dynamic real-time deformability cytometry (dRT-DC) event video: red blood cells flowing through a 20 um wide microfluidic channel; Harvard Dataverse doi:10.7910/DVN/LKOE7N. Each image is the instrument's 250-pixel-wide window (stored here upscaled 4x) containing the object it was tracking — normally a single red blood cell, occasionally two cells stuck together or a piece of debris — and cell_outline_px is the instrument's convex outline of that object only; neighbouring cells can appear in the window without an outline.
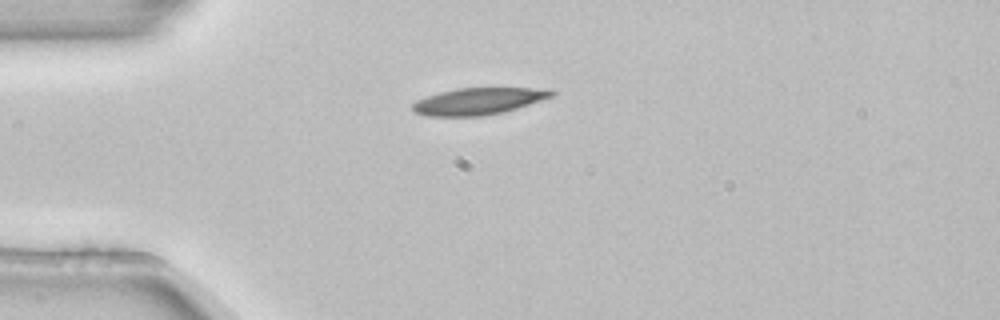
{"species": "common noctule bat (a hibernating species)", "species_latin": "Nyctalus noctula", "temperature_condition": "room temperature", "stored_images_in_passage": 1, "camera_frame_rate_fps": 3000, "um_per_image_px": 0.085, "animal": {"sex": "female", "body_mass_g": 22.7, "forearm_length_mm": 54.2}, "frame": {"image": 1, "passage_image": 1, "time_ms": 0.0, "image_size_px": [1000, 320], "cell_outline_px": [[556, 92], [552, 96], [504, 112], [484, 116], [424, 116], [416, 112], [412, 108], [412, 104], [416, 100], [440, 92], [456, 88], [528, 88]], "centroid_in_image_um": [40.58, 8.61], "position_along_channel_um": 44.4, "area_um2": 21.33}}